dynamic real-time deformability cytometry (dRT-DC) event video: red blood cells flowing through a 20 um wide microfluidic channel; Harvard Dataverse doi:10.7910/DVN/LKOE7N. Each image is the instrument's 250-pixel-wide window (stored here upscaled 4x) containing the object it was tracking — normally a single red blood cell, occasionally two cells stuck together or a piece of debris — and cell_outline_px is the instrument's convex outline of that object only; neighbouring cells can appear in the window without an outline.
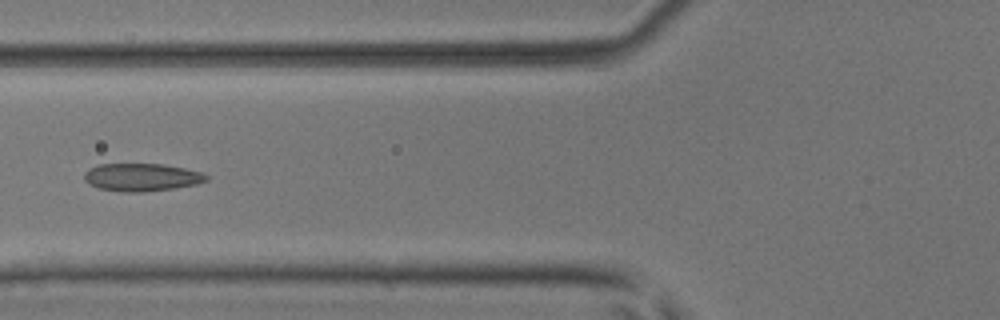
{"species": "common noctule bat (a hibernating species)", "species_latin": "Nyctalus noctula", "temperature_condition": "room temperature", "stored_images_in_passage": 5, "camera_frame_rate_fps": 3000, "um_per_image_px": 0.085, "animal": {"sex": "male", "body_mass_g": 17.9, "forearm_length_mm": 54.2}, "frame": {"image": 1, "passage_image": 5, "time_ms": 1.333, "image_size_px": [1000, 320], "cell_outline_px": [[208, 180], [196, 184], [172, 188], [144, 192], [124, 192], [100, 188], [88, 184], [84, 180], [84, 172], [88, 168], [96, 164], [164, 164], [184, 168], [200, 172], [208, 176]], "centroid_in_image_um": [11.99, 15.06], "position_along_channel_um": 113.8, "area_um2": 19.77}}